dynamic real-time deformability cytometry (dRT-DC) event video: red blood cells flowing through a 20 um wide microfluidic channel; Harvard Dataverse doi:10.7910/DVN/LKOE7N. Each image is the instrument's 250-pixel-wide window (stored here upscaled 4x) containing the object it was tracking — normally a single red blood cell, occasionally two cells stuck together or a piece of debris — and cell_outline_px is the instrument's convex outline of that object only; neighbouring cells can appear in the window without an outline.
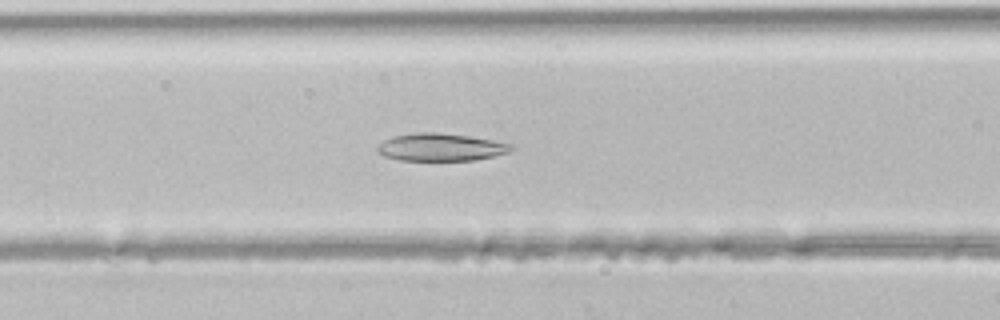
{"species": "common noctule bat (a hibernating species)", "species_latin": "Nyctalus noctula", "temperature_condition": "room temperature", "stored_images_in_passage": 41, "camera_frame_rate_fps": 3000, "um_per_image_px": 0.085, "animal": {"sex": "male", "body_mass_g": 21.5, "forearm_length_mm": 52.0}, "frame": {"image": 1, "passage_image": 15, "time_ms": 4.667, "image_size_px": [1000, 320], "cell_outline_px": [[516, 148], [508, 152], [476, 160], [400, 160], [384, 156], [376, 152], [376, 148], [384, 140], [392, 136], [416, 132], [436, 132], [468, 136], [492, 140], [512, 144]], "centroid_in_image_um": [37.44, 12.51], "position_along_channel_um": 129.2, "area_um2": 21.5}}
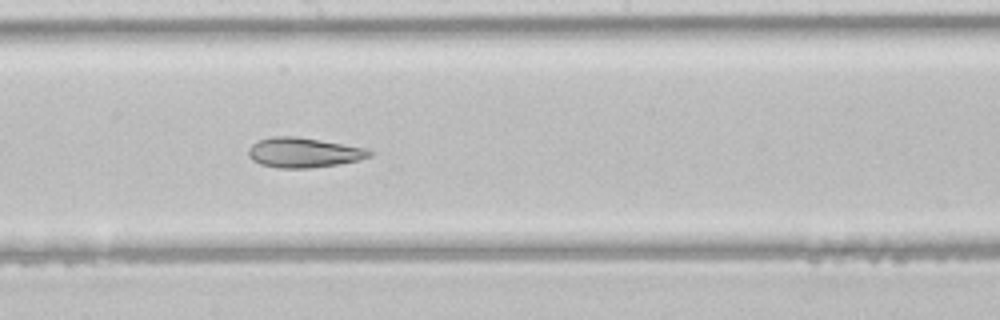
{"frame": {"image": 2, "passage_image": 21, "time_ms": 6.667, "image_size_px": [1000, 320], "cell_outline_px": [[372, 156], [360, 160], [340, 164], [312, 168], [280, 168], [260, 164], [252, 160], [248, 156], [248, 148], [252, 144], [260, 140], [272, 136], [296, 136], [364, 148], [372, 152]], "centroid_in_image_um": [25.79, 12.98], "position_along_channel_um": 222.4, "area_um2": 21.04}}
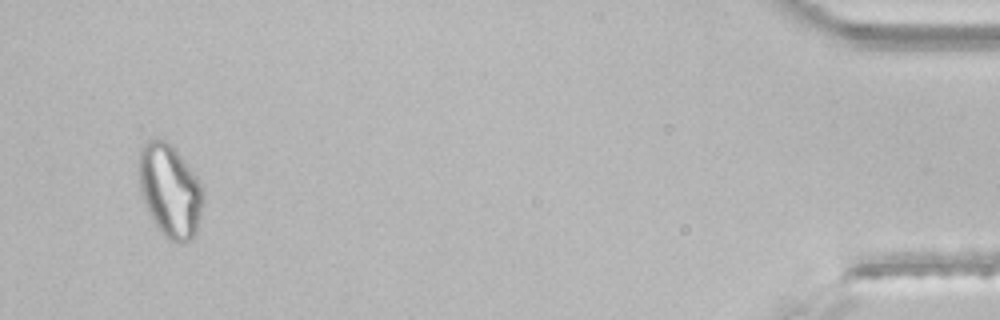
{"frame": {"image": 3, "passage_image": 39, "time_ms": 12.667, "image_size_px": [1000, 320], "cell_outline_px": [[204, 196], [196, 236], [188, 244], [180, 244], [164, 236], [148, 212], [140, 192], [140, 144], [148, 140], [164, 140], [176, 148], [200, 180], [204, 188]], "centroid_in_image_um": [14.49, 16.22], "position_along_channel_um": 420.7, "area_um2": 35.14}}